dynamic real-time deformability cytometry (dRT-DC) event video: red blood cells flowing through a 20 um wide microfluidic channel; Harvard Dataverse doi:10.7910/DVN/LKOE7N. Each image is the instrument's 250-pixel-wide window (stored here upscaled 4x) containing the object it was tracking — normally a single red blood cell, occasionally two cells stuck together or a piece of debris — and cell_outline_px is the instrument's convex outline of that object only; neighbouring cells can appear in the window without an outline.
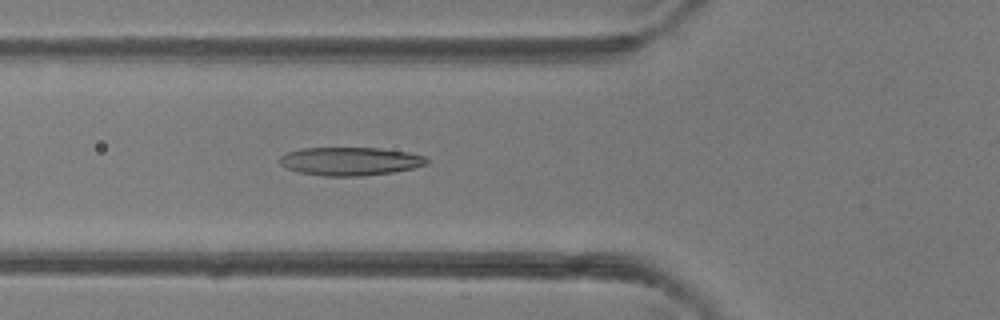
{"species": "common noctule bat (a hibernating species)", "species_latin": "Nyctalus noctula", "temperature_condition": "room temperature", "stored_images_in_passage": 46, "camera_frame_rate_fps": 3000, "um_per_image_px": 0.085, "animal": {"sex": "female"}, "frame": {"image": 1, "passage_image": 17, "time_ms": 5.333, "image_size_px": [1000, 320], "cell_outline_px": [[428, 164], [412, 168], [392, 172], [364, 176], [324, 176], [300, 172], [288, 168], [280, 164], [280, 156], [288, 152], [300, 148], [380, 148], [408, 152], [424, 156], [428, 160]], "centroid_in_image_um": [29.77, 13.7], "position_along_channel_um": 96.0, "area_um2": 24.16}}
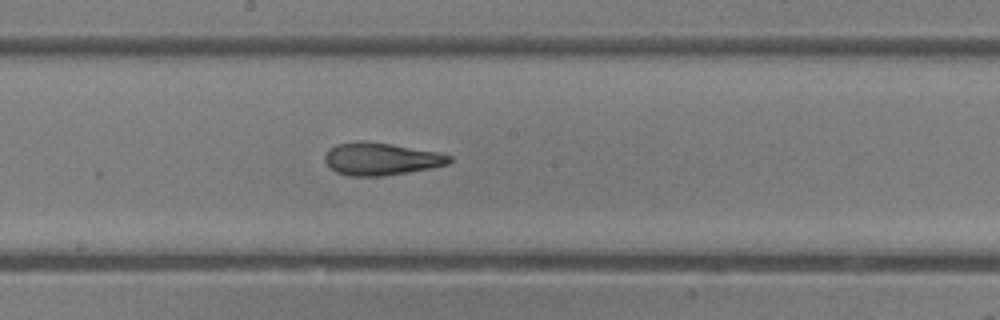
{"frame": {"image": 2, "passage_image": 25, "time_ms": 8.0, "image_size_px": [1000, 320], "cell_outline_px": [[452, 160], [448, 164], [432, 168], [384, 176], [348, 176], [336, 172], [324, 160], [324, 156], [328, 148], [336, 144], [392, 144], [440, 152], [452, 156]], "centroid_in_image_um": [32.45, 13.55], "position_along_channel_um": 215.8, "area_um2": 23.0}}
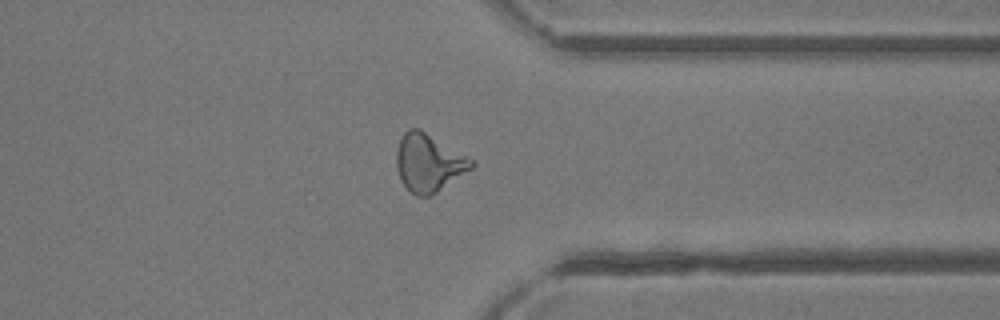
{"frame": {"image": 3, "passage_image": 36, "time_ms": 11.667, "image_size_px": [1000, 320], "cell_outline_px": [[476, 164], [472, 168], [436, 192], [428, 196], [416, 196], [400, 180], [396, 168], [396, 152], [400, 140], [404, 132], [408, 128], [420, 128], [476, 160]], "centroid_in_image_um": [36.45, 13.8], "position_along_channel_um": 375.0, "area_um2": 25.32}, "authors_computed_cell_mechanics": {"area_um2": 24.4205, "velocity_mm_per_s": 4.4617, "shape_relaxation_time_tau1_ms": 9.6116, "shape_relaxation_time_tau2_ms": 3.3643, "deformation_change_tau1": 0.2935, "deformation_change_tau2": 0.1335}}